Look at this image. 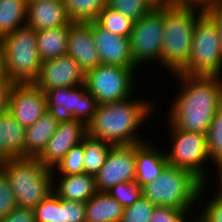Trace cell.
I'll use <instances>...</instances> for the list:
<instances>
[{
    "label": "cell",
    "instance_id": "1",
    "mask_svg": "<svg viewBox=\"0 0 222 222\" xmlns=\"http://www.w3.org/2000/svg\"><path fill=\"white\" fill-rule=\"evenodd\" d=\"M173 75L181 91L170 102L167 121L179 130L207 134L222 105V77Z\"/></svg>",
    "mask_w": 222,
    "mask_h": 222
},
{
    "label": "cell",
    "instance_id": "2",
    "mask_svg": "<svg viewBox=\"0 0 222 222\" xmlns=\"http://www.w3.org/2000/svg\"><path fill=\"white\" fill-rule=\"evenodd\" d=\"M142 98L129 97L118 102L99 104L92 120L87 124V135L113 146L148 141L137 130L153 116L156 105L154 106L153 100Z\"/></svg>",
    "mask_w": 222,
    "mask_h": 222
},
{
    "label": "cell",
    "instance_id": "3",
    "mask_svg": "<svg viewBox=\"0 0 222 222\" xmlns=\"http://www.w3.org/2000/svg\"><path fill=\"white\" fill-rule=\"evenodd\" d=\"M204 13L199 7L164 5V36L161 64L170 74L178 73L190 58L197 19Z\"/></svg>",
    "mask_w": 222,
    "mask_h": 222
},
{
    "label": "cell",
    "instance_id": "4",
    "mask_svg": "<svg viewBox=\"0 0 222 222\" xmlns=\"http://www.w3.org/2000/svg\"><path fill=\"white\" fill-rule=\"evenodd\" d=\"M0 168L9 179L19 207L34 209L53 191L52 169L44 167L37 158L2 160Z\"/></svg>",
    "mask_w": 222,
    "mask_h": 222
},
{
    "label": "cell",
    "instance_id": "5",
    "mask_svg": "<svg viewBox=\"0 0 222 222\" xmlns=\"http://www.w3.org/2000/svg\"><path fill=\"white\" fill-rule=\"evenodd\" d=\"M203 184L192 172L168 164L142 187V195L156 206L194 209Z\"/></svg>",
    "mask_w": 222,
    "mask_h": 222
},
{
    "label": "cell",
    "instance_id": "6",
    "mask_svg": "<svg viewBox=\"0 0 222 222\" xmlns=\"http://www.w3.org/2000/svg\"><path fill=\"white\" fill-rule=\"evenodd\" d=\"M0 42L9 82L33 84L42 65L37 49V31L25 26L1 38Z\"/></svg>",
    "mask_w": 222,
    "mask_h": 222
},
{
    "label": "cell",
    "instance_id": "7",
    "mask_svg": "<svg viewBox=\"0 0 222 222\" xmlns=\"http://www.w3.org/2000/svg\"><path fill=\"white\" fill-rule=\"evenodd\" d=\"M178 73L222 77V47L218 31L205 13L195 23L188 63Z\"/></svg>",
    "mask_w": 222,
    "mask_h": 222
},
{
    "label": "cell",
    "instance_id": "8",
    "mask_svg": "<svg viewBox=\"0 0 222 222\" xmlns=\"http://www.w3.org/2000/svg\"><path fill=\"white\" fill-rule=\"evenodd\" d=\"M167 124H169L167 130H169L170 139H172V145L168 146L171 148L165 152L168 164L186 169L204 184L209 183L208 174L210 171L208 172L207 168L211 161L208 157L206 134L179 130L170 123L167 122Z\"/></svg>",
    "mask_w": 222,
    "mask_h": 222
},
{
    "label": "cell",
    "instance_id": "9",
    "mask_svg": "<svg viewBox=\"0 0 222 222\" xmlns=\"http://www.w3.org/2000/svg\"><path fill=\"white\" fill-rule=\"evenodd\" d=\"M164 36V5L153 7L137 21L130 35V52L136 67L161 63ZM150 62V63H149Z\"/></svg>",
    "mask_w": 222,
    "mask_h": 222
},
{
    "label": "cell",
    "instance_id": "10",
    "mask_svg": "<svg viewBox=\"0 0 222 222\" xmlns=\"http://www.w3.org/2000/svg\"><path fill=\"white\" fill-rule=\"evenodd\" d=\"M136 72L129 67L100 64L85 74V85L99 104L122 101L134 96Z\"/></svg>",
    "mask_w": 222,
    "mask_h": 222
},
{
    "label": "cell",
    "instance_id": "11",
    "mask_svg": "<svg viewBox=\"0 0 222 222\" xmlns=\"http://www.w3.org/2000/svg\"><path fill=\"white\" fill-rule=\"evenodd\" d=\"M47 110L61 119H75L86 125L92 120L99 103L86 85L53 88L44 92Z\"/></svg>",
    "mask_w": 222,
    "mask_h": 222
},
{
    "label": "cell",
    "instance_id": "12",
    "mask_svg": "<svg viewBox=\"0 0 222 222\" xmlns=\"http://www.w3.org/2000/svg\"><path fill=\"white\" fill-rule=\"evenodd\" d=\"M137 144L112 146L104 165L95 174L97 192H107L119 183L136 178Z\"/></svg>",
    "mask_w": 222,
    "mask_h": 222
},
{
    "label": "cell",
    "instance_id": "13",
    "mask_svg": "<svg viewBox=\"0 0 222 222\" xmlns=\"http://www.w3.org/2000/svg\"><path fill=\"white\" fill-rule=\"evenodd\" d=\"M86 136L87 125L83 121L60 119L55 133L37 159L44 167L53 169L69 150L80 144Z\"/></svg>",
    "mask_w": 222,
    "mask_h": 222
},
{
    "label": "cell",
    "instance_id": "14",
    "mask_svg": "<svg viewBox=\"0 0 222 222\" xmlns=\"http://www.w3.org/2000/svg\"><path fill=\"white\" fill-rule=\"evenodd\" d=\"M43 92L61 87H76L85 84V73L69 55L42 62L36 81L33 83Z\"/></svg>",
    "mask_w": 222,
    "mask_h": 222
},
{
    "label": "cell",
    "instance_id": "15",
    "mask_svg": "<svg viewBox=\"0 0 222 222\" xmlns=\"http://www.w3.org/2000/svg\"><path fill=\"white\" fill-rule=\"evenodd\" d=\"M8 110L26 129L48 111L45 94L34 84H13Z\"/></svg>",
    "mask_w": 222,
    "mask_h": 222
},
{
    "label": "cell",
    "instance_id": "16",
    "mask_svg": "<svg viewBox=\"0 0 222 222\" xmlns=\"http://www.w3.org/2000/svg\"><path fill=\"white\" fill-rule=\"evenodd\" d=\"M95 47L98 51L101 64L118 65L137 69L130 52V39L113 34L103 29L95 21H91Z\"/></svg>",
    "mask_w": 222,
    "mask_h": 222
},
{
    "label": "cell",
    "instance_id": "17",
    "mask_svg": "<svg viewBox=\"0 0 222 222\" xmlns=\"http://www.w3.org/2000/svg\"><path fill=\"white\" fill-rule=\"evenodd\" d=\"M86 74L101 64L92 34L91 21H72L68 28V52Z\"/></svg>",
    "mask_w": 222,
    "mask_h": 222
},
{
    "label": "cell",
    "instance_id": "18",
    "mask_svg": "<svg viewBox=\"0 0 222 222\" xmlns=\"http://www.w3.org/2000/svg\"><path fill=\"white\" fill-rule=\"evenodd\" d=\"M35 222H86L85 202L69 201L53 191L35 208Z\"/></svg>",
    "mask_w": 222,
    "mask_h": 222
},
{
    "label": "cell",
    "instance_id": "19",
    "mask_svg": "<svg viewBox=\"0 0 222 222\" xmlns=\"http://www.w3.org/2000/svg\"><path fill=\"white\" fill-rule=\"evenodd\" d=\"M71 22L63 0H33L27 4L26 26L36 31L69 26Z\"/></svg>",
    "mask_w": 222,
    "mask_h": 222
},
{
    "label": "cell",
    "instance_id": "20",
    "mask_svg": "<svg viewBox=\"0 0 222 222\" xmlns=\"http://www.w3.org/2000/svg\"><path fill=\"white\" fill-rule=\"evenodd\" d=\"M157 147L150 140L137 144L135 180L141 187L156 179L168 165L164 148Z\"/></svg>",
    "mask_w": 222,
    "mask_h": 222
},
{
    "label": "cell",
    "instance_id": "21",
    "mask_svg": "<svg viewBox=\"0 0 222 222\" xmlns=\"http://www.w3.org/2000/svg\"><path fill=\"white\" fill-rule=\"evenodd\" d=\"M53 192L64 200L87 202L97 190L95 176L87 173L75 175L53 174Z\"/></svg>",
    "mask_w": 222,
    "mask_h": 222
},
{
    "label": "cell",
    "instance_id": "22",
    "mask_svg": "<svg viewBox=\"0 0 222 222\" xmlns=\"http://www.w3.org/2000/svg\"><path fill=\"white\" fill-rule=\"evenodd\" d=\"M26 129L8 111L0 114V162L25 157Z\"/></svg>",
    "mask_w": 222,
    "mask_h": 222
},
{
    "label": "cell",
    "instance_id": "23",
    "mask_svg": "<svg viewBox=\"0 0 222 222\" xmlns=\"http://www.w3.org/2000/svg\"><path fill=\"white\" fill-rule=\"evenodd\" d=\"M60 119L57 114L47 111L37 122L26 128L25 157L38 158L42 154Z\"/></svg>",
    "mask_w": 222,
    "mask_h": 222
},
{
    "label": "cell",
    "instance_id": "24",
    "mask_svg": "<svg viewBox=\"0 0 222 222\" xmlns=\"http://www.w3.org/2000/svg\"><path fill=\"white\" fill-rule=\"evenodd\" d=\"M86 222H120L124 207L106 192H97L85 203Z\"/></svg>",
    "mask_w": 222,
    "mask_h": 222
},
{
    "label": "cell",
    "instance_id": "25",
    "mask_svg": "<svg viewBox=\"0 0 222 222\" xmlns=\"http://www.w3.org/2000/svg\"><path fill=\"white\" fill-rule=\"evenodd\" d=\"M68 28L60 26L37 31V49L42 62L67 55Z\"/></svg>",
    "mask_w": 222,
    "mask_h": 222
},
{
    "label": "cell",
    "instance_id": "26",
    "mask_svg": "<svg viewBox=\"0 0 222 222\" xmlns=\"http://www.w3.org/2000/svg\"><path fill=\"white\" fill-rule=\"evenodd\" d=\"M27 0H0V39L26 26Z\"/></svg>",
    "mask_w": 222,
    "mask_h": 222
},
{
    "label": "cell",
    "instance_id": "27",
    "mask_svg": "<svg viewBox=\"0 0 222 222\" xmlns=\"http://www.w3.org/2000/svg\"><path fill=\"white\" fill-rule=\"evenodd\" d=\"M113 145L88 135L83 139L84 172L94 175L104 165Z\"/></svg>",
    "mask_w": 222,
    "mask_h": 222
},
{
    "label": "cell",
    "instance_id": "28",
    "mask_svg": "<svg viewBox=\"0 0 222 222\" xmlns=\"http://www.w3.org/2000/svg\"><path fill=\"white\" fill-rule=\"evenodd\" d=\"M95 22L113 34L130 38L134 21L124 14L106 5L99 13Z\"/></svg>",
    "mask_w": 222,
    "mask_h": 222
},
{
    "label": "cell",
    "instance_id": "29",
    "mask_svg": "<svg viewBox=\"0 0 222 222\" xmlns=\"http://www.w3.org/2000/svg\"><path fill=\"white\" fill-rule=\"evenodd\" d=\"M71 21H95L107 0H63Z\"/></svg>",
    "mask_w": 222,
    "mask_h": 222
},
{
    "label": "cell",
    "instance_id": "30",
    "mask_svg": "<svg viewBox=\"0 0 222 222\" xmlns=\"http://www.w3.org/2000/svg\"><path fill=\"white\" fill-rule=\"evenodd\" d=\"M207 150L208 157L211 161L210 167H213L217 162L222 160V105L211 121L207 134Z\"/></svg>",
    "mask_w": 222,
    "mask_h": 222
},
{
    "label": "cell",
    "instance_id": "31",
    "mask_svg": "<svg viewBox=\"0 0 222 222\" xmlns=\"http://www.w3.org/2000/svg\"><path fill=\"white\" fill-rule=\"evenodd\" d=\"M57 175H75L84 173L83 141L72 147L62 160L52 169Z\"/></svg>",
    "mask_w": 222,
    "mask_h": 222
},
{
    "label": "cell",
    "instance_id": "32",
    "mask_svg": "<svg viewBox=\"0 0 222 222\" xmlns=\"http://www.w3.org/2000/svg\"><path fill=\"white\" fill-rule=\"evenodd\" d=\"M107 5L133 21L139 20L155 7L149 0H107Z\"/></svg>",
    "mask_w": 222,
    "mask_h": 222
},
{
    "label": "cell",
    "instance_id": "33",
    "mask_svg": "<svg viewBox=\"0 0 222 222\" xmlns=\"http://www.w3.org/2000/svg\"><path fill=\"white\" fill-rule=\"evenodd\" d=\"M106 193L116 199L124 208H127L132 206L142 196V187L136 180H133L116 184Z\"/></svg>",
    "mask_w": 222,
    "mask_h": 222
},
{
    "label": "cell",
    "instance_id": "34",
    "mask_svg": "<svg viewBox=\"0 0 222 222\" xmlns=\"http://www.w3.org/2000/svg\"><path fill=\"white\" fill-rule=\"evenodd\" d=\"M208 187H209L208 183H206V185L203 184L200 190L198 205H203L204 208H202L201 206H200L201 209L198 208L197 216L204 222H222V196L213 193L214 195L210 196L211 197L210 200L204 203L205 205L201 203V201H203L204 199V197H202L205 194L204 191L205 189L207 191L209 189Z\"/></svg>",
    "mask_w": 222,
    "mask_h": 222
},
{
    "label": "cell",
    "instance_id": "35",
    "mask_svg": "<svg viewBox=\"0 0 222 222\" xmlns=\"http://www.w3.org/2000/svg\"><path fill=\"white\" fill-rule=\"evenodd\" d=\"M155 207L156 205L142 195L132 206L124 208L120 222H149Z\"/></svg>",
    "mask_w": 222,
    "mask_h": 222
},
{
    "label": "cell",
    "instance_id": "36",
    "mask_svg": "<svg viewBox=\"0 0 222 222\" xmlns=\"http://www.w3.org/2000/svg\"><path fill=\"white\" fill-rule=\"evenodd\" d=\"M193 209L156 206L149 222H188ZM189 216V217H188Z\"/></svg>",
    "mask_w": 222,
    "mask_h": 222
},
{
    "label": "cell",
    "instance_id": "37",
    "mask_svg": "<svg viewBox=\"0 0 222 222\" xmlns=\"http://www.w3.org/2000/svg\"><path fill=\"white\" fill-rule=\"evenodd\" d=\"M17 202L9 179L0 168V218L8 215L17 207Z\"/></svg>",
    "mask_w": 222,
    "mask_h": 222
},
{
    "label": "cell",
    "instance_id": "38",
    "mask_svg": "<svg viewBox=\"0 0 222 222\" xmlns=\"http://www.w3.org/2000/svg\"><path fill=\"white\" fill-rule=\"evenodd\" d=\"M0 222H35L34 209L17 206L8 215L1 217Z\"/></svg>",
    "mask_w": 222,
    "mask_h": 222
},
{
    "label": "cell",
    "instance_id": "39",
    "mask_svg": "<svg viewBox=\"0 0 222 222\" xmlns=\"http://www.w3.org/2000/svg\"><path fill=\"white\" fill-rule=\"evenodd\" d=\"M204 13L214 22L222 47V3L209 6Z\"/></svg>",
    "mask_w": 222,
    "mask_h": 222
},
{
    "label": "cell",
    "instance_id": "40",
    "mask_svg": "<svg viewBox=\"0 0 222 222\" xmlns=\"http://www.w3.org/2000/svg\"><path fill=\"white\" fill-rule=\"evenodd\" d=\"M11 82H0V114L8 111Z\"/></svg>",
    "mask_w": 222,
    "mask_h": 222
},
{
    "label": "cell",
    "instance_id": "41",
    "mask_svg": "<svg viewBox=\"0 0 222 222\" xmlns=\"http://www.w3.org/2000/svg\"><path fill=\"white\" fill-rule=\"evenodd\" d=\"M172 4L199 7L205 10L210 6V0H172Z\"/></svg>",
    "mask_w": 222,
    "mask_h": 222
},
{
    "label": "cell",
    "instance_id": "42",
    "mask_svg": "<svg viewBox=\"0 0 222 222\" xmlns=\"http://www.w3.org/2000/svg\"><path fill=\"white\" fill-rule=\"evenodd\" d=\"M214 167L216 168V170H214V172H216V171L218 172L217 173L218 179L216 178V180H217L215 183L216 187L213 188V190L215 191V189H216V192H214V193H216L219 196H222V160L217 162Z\"/></svg>",
    "mask_w": 222,
    "mask_h": 222
},
{
    "label": "cell",
    "instance_id": "43",
    "mask_svg": "<svg viewBox=\"0 0 222 222\" xmlns=\"http://www.w3.org/2000/svg\"><path fill=\"white\" fill-rule=\"evenodd\" d=\"M0 82H9L5 71L4 51L0 42Z\"/></svg>",
    "mask_w": 222,
    "mask_h": 222
},
{
    "label": "cell",
    "instance_id": "44",
    "mask_svg": "<svg viewBox=\"0 0 222 222\" xmlns=\"http://www.w3.org/2000/svg\"><path fill=\"white\" fill-rule=\"evenodd\" d=\"M149 1L152 2L155 6L172 4V0H149Z\"/></svg>",
    "mask_w": 222,
    "mask_h": 222
},
{
    "label": "cell",
    "instance_id": "45",
    "mask_svg": "<svg viewBox=\"0 0 222 222\" xmlns=\"http://www.w3.org/2000/svg\"><path fill=\"white\" fill-rule=\"evenodd\" d=\"M188 222H204L203 220H201L198 216H196L195 214V217L193 216V218L191 219L190 218V221L188 220Z\"/></svg>",
    "mask_w": 222,
    "mask_h": 222
},
{
    "label": "cell",
    "instance_id": "46",
    "mask_svg": "<svg viewBox=\"0 0 222 222\" xmlns=\"http://www.w3.org/2000/svg\"><path fill=\"white\" fill-rule=\"evenodd\" d=\"M219 3H222V0H210V6L215 5V4H219Z\"/></svg>",
    "mask_w": 222,
    "mask_h": 222
}]
</instances>
